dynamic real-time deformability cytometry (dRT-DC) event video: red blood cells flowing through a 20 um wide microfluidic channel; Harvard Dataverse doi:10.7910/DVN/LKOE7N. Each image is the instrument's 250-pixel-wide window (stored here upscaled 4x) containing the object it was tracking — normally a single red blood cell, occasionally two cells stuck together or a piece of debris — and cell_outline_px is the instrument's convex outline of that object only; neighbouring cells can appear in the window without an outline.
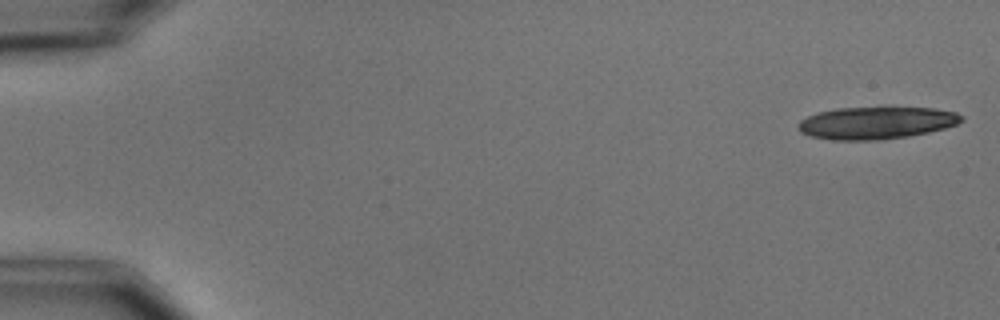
{"species": "common noctule bat (a hibernating species)", "species_latin": "Nyctalus noctula", "temperature_condition": "cold", "stored_images_in_passage": 11, "camera_frame_rate_fps": 3000, "um_per_image_px": 0.085, "animal": {"sex": "male", "body_mass_g": 15.6}, "frame": {"image": 1, "passage_image": 1, "time_ms": 0.0, "image_size_px": [1000, 320], "cell_outline_px": [[964, 120], [956, 124], [944, 128], [928, 132], [908, 136], [880, 140], [832, 140], [808, 136], [800, 132], [796, 128], [796, 124], [800, 120], [816, 112], [836, 108], [880, 104], [892, 104], [936, 108], [956, 112], [964, 116]], "centroid_in_image_um": [74.48, 10.38], "position_along_channel_um": 10.5, "area_um2": 32.54}}
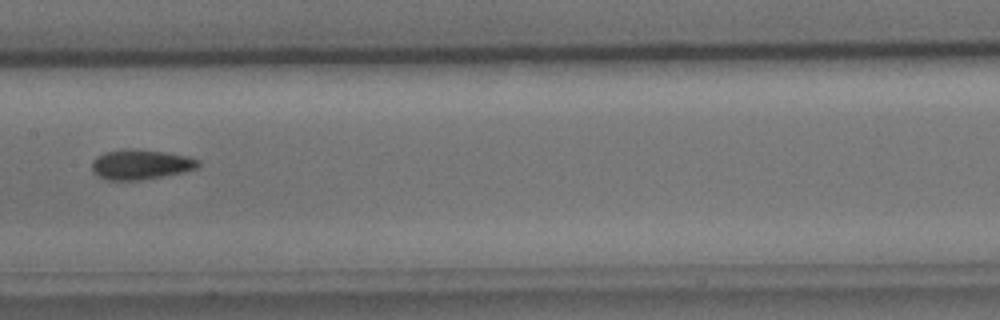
{"frame": {"image": 2, "passage_image": 8, "time_ms": 9.0, "image_size_px": [1000, 320], "cell_outline_px": [[200, 164], [196, 168], [184, 172], [140, 180], [108, 180], [92, 172], [92, 160], [96, 156], [104, 152], [124, 148], [128, 148], [164, 152], [188, 156], [200, 160]], "centroid_in_image_um": [11.94, 13.97], "position_along_channel_um": 195.5, "area_um2": 18.61}}
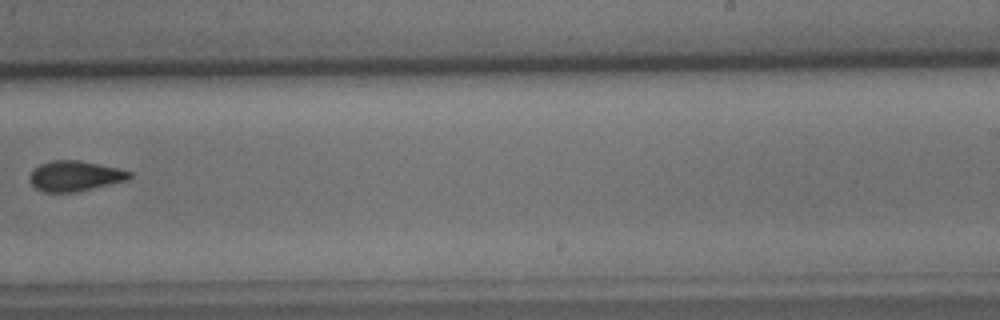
{"frame": {"image": 3, "passage_image": 10, "time_ms": 11.333, "image_size_px": [1000, 320], "cell_outline_px": [[132, 176], [128, 180], [76, 192], [44, 192], [36, 188], [28, 180], [28, 176], [40, 164], [52, 160], [80, 160], [120, 168], [132, 172]], "centroid_in_image_um": [6.39, 14.95], "position_along_channel_um": 282.6, "area_um2": 17.74}}